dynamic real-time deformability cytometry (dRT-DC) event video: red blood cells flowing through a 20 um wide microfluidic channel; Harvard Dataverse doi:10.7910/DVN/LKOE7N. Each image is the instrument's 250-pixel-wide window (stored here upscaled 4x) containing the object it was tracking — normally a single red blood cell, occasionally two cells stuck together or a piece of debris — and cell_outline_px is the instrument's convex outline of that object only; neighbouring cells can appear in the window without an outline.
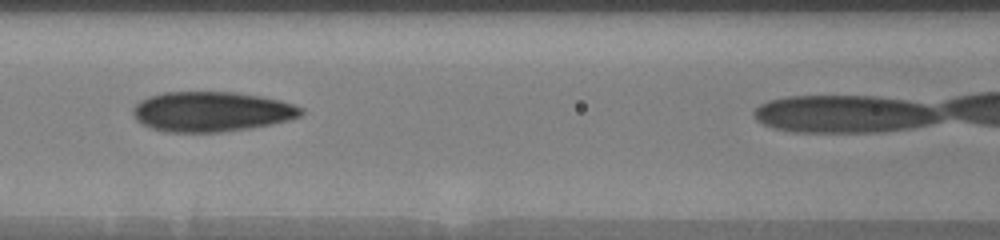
{"species": "human", "species_latin": "Homo sapiens", "temperature_condition": "warm", "stored_images_in_passage": 7, "camera_frame_rate_fps": 3000, "um_per_image_px": 0.085, "donor": {"sex": "male"}, "frame": {"image": 1, "passage_image": 4, "time_ms": 3.0, "image_size_px": [1000, 240], "cell_outline_px": [[304, 112], [300, 116], [288, 120], [248, 128], [220, 132], [164, 132], [152, 128], [136, 120], [132, 112], [132, 108], [140, 100], [148, 96], [164, 92], [236, 92], [260, 96], [280, 100], [304, 108]], "centroid_in_image_um": [17.95, 9.48], "position_along_channel_um": 148.6, "area_um2": 39.13}}
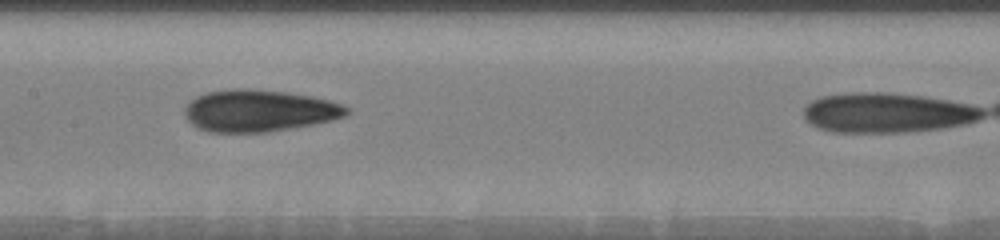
{"frame": {"image": 2, "passage_image": 5, "time_ms": 4.0, "image_size_px": [1000, 240], "cell_outline_px": [[348, 112], [344, 116], [332, 120], [316, 124], [268, 132], [208, 132], [192, 124], [184, 116], [184, 108], [196, 96], [208, 92], [232, 88], [248, 88], [288, 92], [312, 96], [344, 104], [348, 108]], "centroid_in_image_um": [22.02, 9.4], "position_along_channel_um": 185.4, "area_um2": 39.71}}
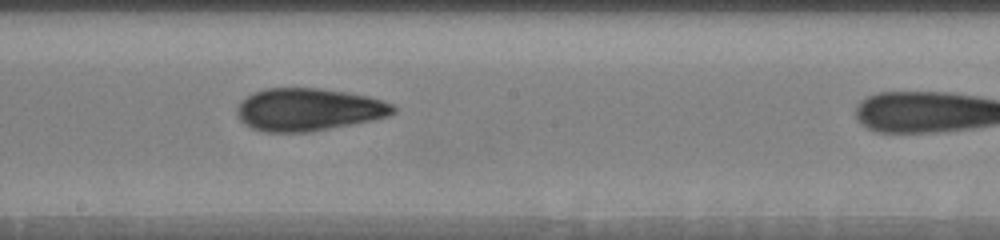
{"frame": {"image": 3, "passage_image": 6, "time_ms": 5.0, "image_size_px": [1000, 240], "cell_outline_px": [[396, 112], [388, 116], [372, 120], [308, 132], [264, 132], [252, 128], [244, 124], [240, 120], [236, 112], [236, 108], [240, 100], [252, 92], [264, 88], [320, 88], [348, 92], [368, 96], [392, 104], [396, 108]], "centroid_in_image_um": [26.17, 9.3], "position_along_channel_um": 222.0, "area_um2": 38.96}}